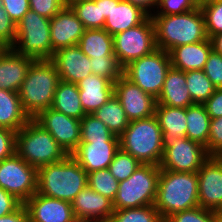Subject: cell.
<instances>
[{
	"instance_id": "cell-1",
	"label": "cell",
	"mask_w": 222,
	"mask_h": 222,
	"mask_svg": "<svg viewBox=\"0 0 222 222\" xmlns=\"http://www.w3.org/2000/svg\"><path fill=\"white\" fill-rule=\"evenodd\" d=\"M157 49L172 48L208 39L205 18L200 7L175 15H152Z\"/></svg>"
},
{
	"instance_id": "cell-2",
	"label": "cell",
	"mask_w": 222,
	"mask_h": 222,
	"mask_svg": "<svg viewBox=\"0 0 222 222\" xmlns=\"http://www.w3.org/2000/svg\"><path fill=\"white\" fill-rule=\"evenodd\" d=\"M154 206L163 221L175 213L198 207L197 173L160 169Z\"/></svg>"
},
{
	"instance_id": "cell-3",
	"label": "cell",
	"mask_w": 222,
	"mask_h": 222,
	"mask_svg": "<svg viewBox=\"0 0 222 222\" xmlns=\"http://www.w3.org/2000/svg\"><path fill=\"white\" fill-rule=\"evenodd\" d=\"M37 193L72 202L88 186V174L69 155L64 160L37 169Z\"/></svg>"
},
{
	"instance_id": "cell-4",
	"label": "cell",
	"mask_w": 222,
	"mask_h": 222,
	"mask_svg": "<svg viewBox=\"0 0 222 222\" xmlns=\"http://www.w3.org/2000/svg\"><path fill=\"white\" fill-rule=\"evenodd\" d=\"M59 81L56 66L51 60H35L31 64L18 91L22 107L30 119L51 108Z\"/></svg>"
},
{
	"instance_id": "cell-5",
	"label": "cell",
	"mask_w": 222,
	"mask_h": 222,
	"mask_svg": "<svg viewBox=\"0 0 222 222\" xmlns=\"http://www.w3.org/2000/svg\"><path fill=\"white\" fill-rule=\"evenodd\" d=\"M120 148L141 164L159 166L163 157V135L155 115L129 121L119 136Z\"/></svg>"
},
{
	"instance_id": "cell-6",
	"label": "cell",
	"mask_w": 222,
	"mask_h": 222,
	"mask_svg": "<svg viewBox=\"0 0 222 222\" xmlns=\"http://www.w3.org/2000/svg\"><path fill=\"white\" fill-rule=\"evenodd\" d=\"M15 152L35 168L64 160L69 154L34 119L16 132Z\"/></svg>"
},
{
	"instance_id": "cell-7",
	"label": "cell",
	"mask_w": 222,
	"mask_h": 222,
	"mask_svg": "<svg viewBox=\"0 0 222 222\" xmlns=\"http://www.w3.org/2000/svg\"><path fill=\"white\" fill-rule=\"evenodd\" d=\"M159 176V166L142 164L128 179L119 182L114 210L154 205Z\"/></svg>"
},
{
	"instance_id": "cell-8",
	"label": "cell",
	"mask_w": 222,
	"mask_h": 222,
	"mask_svg": "<svg viewBox=\"0 0 222 222\" xmlns=\"http://www.w3.org/2000/svg\"><path fill=\"white\" fill-rule=\"evenodd\" d=\"M19 55L35 60H51L54 55L50 38V19L29 10L16 25L12 47Z\"/></svg>"
},
{
	"instance_id": "cell-9",
	"label": "cell",
	"mask_w": 222,
	"mask_h": 222,
	"mask_svg": "<svg viewBox=\"0 0 222 222\" xmlns=\"http://www.w3.org/2000/svg\"><path fill=\"white\" fill-rule=\"evenodd\" d=\"M171 68L167 51L156 49L151 54L141 57L123 69V75L144 92L155 99L160 95L166 74Z\"/></svg>"
},
{
	"instance_id": "cell-10",
	"label": "cell",
	"mask_w": 222,
	"mask_h": 222,
	"mask_svg": "<svg viewBox=\"0 0 222 222\" xmlns=\"http://www.w3.org/2000/svg\"><path fill=\"white\" fill-rule=\"evenodd\" d=\"M114 54L124 69L131 62L157 49L155 27L151 17L143 23L113 36Z\"/></svg>"
},
{
	"instance_id": "cell-11",
	"label": "cell",
	"mask_w": 222,
	"mask_h": 222,
	"mask_svg": "<svg viewBox=\"0 0 222 222\" xmlns=\"http://www.w3.org/2000/svg\"><path fill=\"white\" fill-rule=\"evenodd\" d=\"M37 168L16 152L0 162V187L23 204L37 192Z\"/></svg>"
},
{
	"instance_id": "cell-12",
	"label": "cell",
	"mask_w": 222,
	"mask_h": 222,
	"mask_svg": "<svg viewBox=\"0 0 222 222\" xmlns=\"http://www.w3.org/2000/svg\"><path fill=\"white\" fill-rule=\"evenodd\" d=\"M209 157L205 146L187 137H180L164 144L159 167L162 170L197 173Z\"/></svg>"
},
{
	"instance_id": "cell-13",
	"label": "cell",
	"mask_w": 222,
	"mask_h": 222,
	"mask_svg": "<svg viewBox=\"0 0 222 222\" xmlns=\"http://www.w3.org/2000/svg\"><path fill=\"white\" fill-rule=\"evenodd\" d=\"M34 120L39 123L56 142L70 155L81 138L80 120L48 108Z\"/></svg>"
},
{
	"instance_id": "cell-14",
	"label": "cell",
	"mask_w": 222,
	"mask_h": 222,
	"mask_svg": "<svg viewBox=\"0 0 222 222\" xmlns=\"http://www.w3.org/2000/svg\"><path fill=\"white\" fill-rule=\"evenodd\" d=\"M199 206L222 210V156H210L197 172Z\"/></svg>"
},
{
	"instance_id": "cell-15",
	"label": "cell",
	"mask_w": 222,
	"mask_h": 222,
	"mask_svg": "<svg viewBox=\"0 0 222 222\" xmlns=\"http://www.w3.org/2000/svg\"><path fill=\"white\" fill-rule=\"evenodd\" d=\"M114 95L121 103L129 121L148 118L155 114L156 99L124 75L114 83Z\"/></svg>"
},
{
	"instance_id": "cell-16",
	"label": "cell",
	"mask_w": 222,
	"mask_h": 222,
	"mask_svg": "<svg viewBox=\"0 0 222 222\" xmlns=\"http://www.w3.org/2000/svg\"><path fill=\"white\" fill-rule=\"evenodd\" d=\"M85 30L74 10L65 5L50 19V38L53 51L78 45Z\"/></svg>"
},
{
	"instance_id": "cell-17",
	"label": "cell",
	"mask_w": 222,
	"mask_h": 222,
	"mask_svg": "<svg viewBox=\"0 0 222 222\" xmlns=\"http://www.w3.org/2000/svg\"><path fill=\"white\" fill-rule=\"evenodd\" d=\"M61 81L77 84L92 74L90 58L78 45L56 51L51 58Z\"/></svg>"
},
{
	"instance_id": "cell-18",
	"label": "cell",
	"mask_w": 222,
	"mask_h": 222,
	"mask_svg": "<svg viewBox=\"0 0 222 222\" xmlns=\"http://www.w3.org/2000/svg\"><path fill=\"white\" fill-rule=\"evenodd\" d=\"M119 148V141H93V143H79L70 155L88 174L107 169Z\"/></svg>"
},
{
	"instance_id": "cell-19",
	"label": "cell",
	"mask_w": 222,
	"mask_h": 222,
	"mask_svg": "<svg viewBox=\"0 0 222 222\" xmlns=\"http://www.w3.org/2000/svg\"><path fill=\"white\" fill-rule=\"evenodd\" d=\"M24 205L29 214V222H69L74 216L70 202L37 192Z\"/></svg>"
},
{
	"instance_id": "cell-20",
	"label": "cell",
	"mask_w": 222,
	"mask_h": 222,
	"mask_svg": "<svg viewBox=\"0 0 222 222\" xmlns=\"http://www.w3.org/2000/svg\"><path fill=\"white\" fill-rule=\"evenodd\" d=\"M73 214L92 222H108L114 212L113 201L85 187L71 202Z\"/></svg>"
},
{
	"instance_id": "cell-21",
	"label": "cell",
	"mask_w": 222,
	"mask_h": 222,
	"mask_svg": "<svg viewBox=\"0 0 222 222\" xmlns=\"http://www.w3.org/2000/svg\"><path fill=\"white\" fill-rule=\"evenodd\" d=\"M35 59L19 55L13 48L0 53V89L18 92Z\"/></svg>"
},
{
	"instance_id": "cell-22",
	"label": "cell",
	"mask_w": 222,
	"mask_h": 222,
	"mask_svg": "<svg viewBox=\"0 0 222 222\" xmlns=\"http://www.w3.org/2000/svg\"><path fill=\"white\" fill-rule=\"evenodd\" d=\"M82 108L92 114L114 95V83L98 75L90 74L77 83Z\"/></svg>"
},
{
	"instance_id": "cell-23",
	"label": "cell",
	"mask_w": 222,
	"mask_h": 222,
	"mask_svg": "<svg viewBox=\"0 0 222 222\" xmlns=\"http://www.w3.org/2000/svg\"><path fill=\"white\" fill-rule=\"evenodd\" d=\"M212 45L210 39L172 48L168 53L171 66L184 72L203 70Z\"/></svg>"
},
{
	"instance_id": "cell-24",
	"label": "cell",
	"mask_w": 222,
	"mask_h": 222,
	"mask_svg": "<svg viewBox=\"0 0 222 222\" xmlns=\"http://www.w3.org/2000/svg\"><path fill=\"white\" fill-rule=\"evenodd\" d=\"M148 17L144 11L129 2L112 0V10L105 20L103 29L111 36H114L117 33L138 26Z\"/></svg>"
},
{
	"instance_id": "cell-25",
	"label": "cell",
	"mask_w": 222,
	"mask_h": 222,
	"mask_svg": "<svg viewBox=\"0 0 222 222\" xmlns=\"http://www.w3.org/2000/svg\"><path fill=\"white\" fill-rule=\"evenodd\" d=\"M156 105L187 108L195 104L186 86L185 72L171 68L166 74L162 91L156 99Z\"/></svg>"
},
{
	"instance_id": "cell-26",
	"label": "cell",
	"mask_w": 222,
	"mask_h": 222,
	"mask_svg": "<svg viewBox=\"0 0 222 222\" xmlns=\"http://www.w3.org/2000/svg\"><path fill=\"white\" fill-rule=\"evenodd\" d=\"M160 125L163 143L186 137V108L156 105L155 114Z\"/></svg>"
},
{
	"instance_id": "cell-27",
	"label": "cell",
	"mask_w": 222,
	"mask_h": 222,
	"mask_svg": "<svg viewBox=\"0 0 222 222\" xmlns=\"http://www.w3.org/2000/svg\"><path fill=\"white\" fill-rule=\"evenodd\" d=\"M29 120L18 92L0 89V128L18 132Z\"/></svg>"
},
{
	"instance_id": "cell-28",
	"label": "cell",
	"mask_w": 222,
	"mask_h": 222,
	"mask_svg": "<svg viewBox=\"0 0 222 222\" xmlns=\"http://www.w3.org/2000/svg\"><path fill=\"white\" fill-rule=\"evenodd\" d=\"M51 108L79 120L86 115L81 105L77 84L61 80L57 84Z\"/></svg>"
},
{
	"instance_id": "cell-29",
	"label": "cell",
	"mask_w": 222,
	"mask_h": 222,
	"mask_svg": "<svg viewBox=\"0 0 222 222\" xmlns=\"http://www.w3.org/2000/svg\"><path fill=\"white\" fill-rule=\"evenodd\" d=\"M78 46L89 58H102L114 55L113 36L106 30L86 29Z\"/></svg>"
},
{
	"instance_id": "cell-30",
	"label": "cell",
	"mask_w": 222,
	"mask_h": 222,
	"mask_svg": "<svg viewBox=\"0 0 222 222\" xmlns=\"http://www.w3.org/2000/svg\"><path fill=\"white\" fill-rule=\"evenodd\" d=\"M211 118L204 104L195 103L186 108V137L207 146Z\"/></svg>"
},
{
	"instance_id": "cell-31",
	"label": "cell",
	"mask_w": 222,
	"mask_h": 222,
	"mask_svg": "<svg viewBox=\"0 0 222 222\" xmlns=\"http://www.w3.org/2000/svg\"><path fill=\"white\" fill-rule=\"evenodd\" d=\"M92 114L98 120H101L118 137L129 124L125 110L115 95Z\"/></svg>"
},
{
	"instance_id": "cell-32",
	"label": "cell",
	"mask_w": 222,
	"mask_h": 222,
	"mask_svg": "<svg viewBox=\"0 0 222 222\" xmlns=\"http://www.w3.org/2000/svg\"><path fill=\"white\" fill-rule=\"evenodd\" d=\"M185 79L194 103L204 104L216 89L203 70L186 71Z\"/></svg>"
},
{
	"instance_id": "cell-33",
	"label": "cell",
	"mask_w": 222,
	"mask_h": 222,
	"mask_svg": "<svg viewBox=\"0 0 222 222\" xmlns=\"http://www.w3.org/2000/svg\"><path fill=\"white\" fill-rule=\"evenodd\" d=\"M80 143H93V141H119L108 127L93 114H86L81 120Z\"/></svg>"
},
{
	"instance_id": "cell-34",
	"label": "cell",
	"mask_w": 222,
	"mask_h": 222,
	"mask_svg": "<svg viewBox=\"0 0 222 222\" xmlns=\"http://www.w3.org/2000/svg\"><path fill=\"white\" fill-rule=\"evenodd\" d=\"M85 29H102L105 17H101L100 0H83L70 5Z\"/></svg>"
},
{
	"instance_id": "cell-35",
	"label": "cell",
	"mask_w": 222,
	"mask_h": 222,
	"mask_svg": "<svg viewBox=\"0 0 222 222\" xmlns=\"http://www.w3.org/2000/svg\"><path fill=\"white\" fill-rule=\"evenodd\" d=\"M108 222H164L154 205L114 210Z\"/></svg>"
},
{
	"instance_id": "cell-36",
	"label": "cell",
	"mask_w": 222,
	"mask_h": 222,
	"mask_svg": "<svg viewBox=\"0 0 222 222\" xmlns=\"http://www.w3.org/2000/svg\"><path fill=\"white\" fill-rule=\"evenodd\" d=\"M88 186L113 201L119 188V182L108 169H102L88 173Z\"/></svg>"
},
{
	"instance_id": "cell-37",
	"label": "cell",
	"mask_w": 222,
	"mask_h": 222,
	"mask_svg": "<svg viewBox=\"0 0 222 222\" xmlns=\"http://www.w3.org/2000/svg\"><path fill=\"white\" fill-rule=\"evenodd\" d=\"M141 165L131 154L119 148L107 169L120 182L128 179Z\"/></svg>"
},
{
	"instance_id": "cell-38",
	"label": "cell",
	"mask_w": 222,
	"mask_h": 222,
	"mask_svg": "<svg viewBox=\"0 0 222 222\" xmlns=\"http://www.w3.org/2000/svg\"><path fill=\"white\" fill-rule=\"evenodd\" d=\"M92 74L101 76L115 83L122 75L123 68L116 55L102 58H90Z\"/></svg>"
},
{
	"instance_id": "cell-39",
	"label": "cell",
	"mask_w": 222,
	"mask_h": 222,
	"mask_svg": "<svg viewBox=\"0 0 222 222\" xmlns=\"http://www.w3.org/2000/svg\"><path fill=\"white\" fill-rule=\"evenodd\" d=\"M208 38L222 33V0H215L201 7Z\"/></svg>"
},
{
	"instance_id": "cell-40",
	"label": "cell",
	"mask_w": 222,
	"mask_h": 222,
	"mask_svg": "<svg viewBox=\"0 0 222 222\" xmlns=\"http://www.w3.org/2000/svg\"><path fill=\"white\" fill-rule=\"evenodd\" d=\"M164 222H216V212L198 206L175 213Z\"/></svg>"
},
{
	"instance_id": "cell-41",
	"label": "cell",
	"mask_w": 222,
	"mask_h": 222,
	"mask_svg": "<svg viewBox=\"0 0 222 222\" xmlns=\"http://www.w3.org/2000/svg\"><path fill=\"white\" fill-rule=\"evenodd\" d=\"M16 41V24L4 9L0 0V44L5 48H12Z\"/></svg>"
},
{
	"instance_id": "cell-42",
	"label": "cell",
	"mask_w": 222,
	"mask_h": 222,
	"mask_svg": "<svg viewBox=\"0 0 222 222\" xmlns=\"http://www.w3.org/2000/svg\"><path fill=\"white\" fill-rule=\"evenodd\" d=\"M206 151L210 156H222V116L211 118Z\"/></svg>"
},
{
	"instance_id": "cell-43",
	"label": "cell",
	"mask_w": 222,
	"mask_h": 222,
	"mask_svg": "<svg viewBox=\"0 0 222 222\" xmlns=\"http://www.w3.org/2000/svg\"><path fill=\"white\" fill-rule=\"evenodd\" d=\"M194 8H196L194 0H159L158 10L152 15H175Z\"/></svg>"
},
{
	"instance_id": "cell-44",
	"label": "cell",
	"mask_w": 222,
	"mask_h": 222,
	"mask_svg": "<svg viewBox=\"0 0 222 222\" xmlns=\"http://www.w3.org/2000/svg\"><path fill=\"white\" fill-rule=\"evenodd\" d=\"M204 73L211 80L216 89L222 88V55L210 52L208 59L205 63Z\"/></svg>"
},
{
	"instance_id": "cell-45",
	"label": "cell",
	"mask_w": 222,
	"mask_h": 222,
	"mask_svg": "<svg viewBox=\"0 0 222 222\" xmlns=\"http://www.w3.org/2000/svg\"><path fill=\"white\" fill-rule=\"evenodd\" d=\"M29 4L30 10L51 19L66 5V2L65 0H29Z\"/></svg>"
},
{
	"instance_id": "cell-46",
	"label": "cell",
	"mask_w": 222,
	"mask_h": 222,
	"mask_svg": "<svg viewBox=\"0 0 222 222\" xmlns=\"http://www.w3.org/2000/svg\"><path fill=\"white\" fill-rule=\"evenodd\" d=\"M16 132L6 128H0V162L15 153Z\"/></svg>"
},
{
	"instance_id": "cell-47",
	"label": "cell",
	"mask_w": 222,
	"mask_h": 222,
	"mask_svg": "<svg viewBox=\"0 0 222 222\" xmlns=\"http://www.w3.org/2000/svg\"><path fill=\"white\" fill-rule=\"evenodd\" d=\"M9 17L17 25L24 14L30 10L29 0H2Z\"/></svg>"
},
{
	"instance_id": "cell-48",
	"label": "cell",
	"mask_w": 222,
	"mask_h": 222,
	"mask_svg": "<svg viewBox=\"0 0 222 222\" xmlns=\"http://www.w3.org/2000/svg\"><path fill=\"white\" fill-rule=\"evenodd\" d=\"M23 203L0 187V217L16 211Z\"/></svg>"
},
{
	"instance_id": "cell-49",
	"label": "cell",
	"mask_w": 222,
	"mask_h": 222,
	"mask_svg": "<svg viewBox=\"0 0 222 222\" xmlns=\"http://www.w3.org/2000/svg\"><path fill=\"white\" fill-rule=\"evenodd\" d=\"M210 118L222 116V88L215 89L214 93L204 103Z\"/></svg>"
},
{
	"instance_id": "cell-50",
	"label": "cell",
	"mask_w": 222,
	"mask_h": 222,
	"mask_svg": "<svg viewBox=\"0 0 222 222\" xmlns=\"http://www.w3.org/2000/svg\"><path fill=\"white\" fill-rule=\"evenodd\" d=\"M0 222H29V214L24 204L13 213L0 217Z\"/></svg>"
},
{
	"instance_id": "cell-51",
	"label": "cell",
	"mask_w": 222,
	"mask_h": 222,
	"mask_svg": "<svg viewBox=\"0 0 222 222\" xmlns=\"http://www.w3.org/2000/svg\"><path fill=\"white\" fill-rule=\"evenodd\" d=\"M133 4L142 11H144L149 17L152 16V11L155 13V8L159 4V0H123ZM154 9V10H153ZM152 10V11H151Z\"/></svg>"
},
{
	"instance_id": "cell-52",
	"label": "cell",
	"mask_w": 222,
	"mask_h": 222,
	"mask_svg": "<svg viewBox=\"0 0 222 222\" xmlns=\"http://www.w3.org/2000/svg\"><path fill=\"white\" fill-rule=\"evenodd\" d=\"M212 45V50L222 55V33L209 38Z\"/></svg>"
},
{
	"instance_id": "cell-53",
	"label": "cell",
	"mask_w": 222,
	"mask_h": 222,
	"mask_svg": "<svg viewBox=\"0 0 222 222\" xmlns=\"http://www.w3.org/2000/svg\"><path fill=\"white\" fill-rule=\"evenodd\" d=\"M101 17H108L112 10V0H100Z\"/></svg>"
},
{
	"instance_id": "cell-54",
	"label": "cell",
	"mask_w": 222,
	"mask_h": 222,
	"mask_svg": "<svg viewBox=\"0 0 222 222\" xmlns=\"http://www.w3.org/2000/svg\"><path fill=\"white\" fill-rule=\"evenodd\" d=\"M194 1H195V7L201 8L203 5L213 2L215 0H194Z\"/></svg>"
},
{
	"instance_id": "cell-55",
	"label": "cell",
	"mask_w": 222,
	"mask_h": 222,
	"mask_svg": "<svg viewBox=\"0 0 222 222\" xmlns=\"http://www.w3.org/2000/svg\"><path fill=\"white\" fill-rule=\"evenodd\" d=\"M69 222H92V221H89L88 219H85V218H82L80 216H76L74 215Z\"/></svg>"
},
{
	"instance_id": "cell-56",
	"label": "cell",
	"mask_w": 222,
	"mask_h": 222,
	"mask_svg": "<svg viewBox=\"0 0 222 222\" xmlns=\"http://www.w3.org/2000/svg\"><path fill=\"white\" fill-rule=\"evenodd\" d=\"M216 222H222V210L216 212Z\"/></svg>"
},
{
	"instance_id": "cell-57",
	"label": "cell",
	"mask_w": 222,
	"mask_h": 222,
	"mask_svg": "<svg viewBox=\"0 0 222 222\" xmlns=\"http://www.w3.org/2000/svg\"><path fill=\"white\" fill-rule=\"evenodd\" d=\"M79 1H83V0H65L66 5H68V6H70L74 2H79Z\"/></svg>"
},
{
	"instance_id": "cell-58",
	"label": "cell",
	"mask_w": 222,
	"mask_h": 222,
	"mask_svg": "<svg viewBox=\"0 0 222 222\" xmlns=\"http://www.w3.org/2000/svg\"><path fill=\"white\" fill-rule=\"evenodd\" d=\"M4 49H5V47L0 44V53H1Z\"/></svg>"
}]
</instances>
